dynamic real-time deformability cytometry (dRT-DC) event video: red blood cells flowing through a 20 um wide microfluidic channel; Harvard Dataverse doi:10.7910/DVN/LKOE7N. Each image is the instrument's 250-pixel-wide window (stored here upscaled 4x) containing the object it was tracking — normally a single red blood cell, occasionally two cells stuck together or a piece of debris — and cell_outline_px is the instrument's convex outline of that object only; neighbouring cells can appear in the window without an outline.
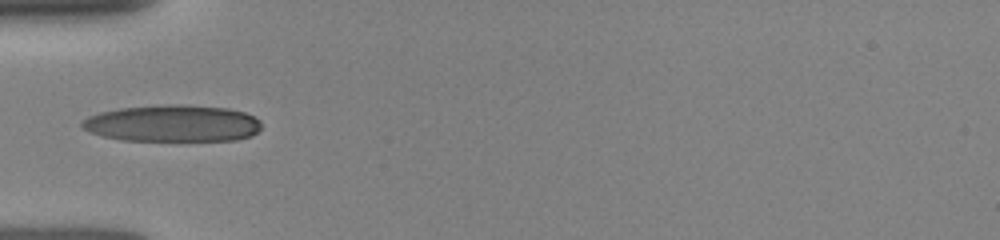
{"species": "human", "species_latin": "Homo sapiens", "temperature_condition": "room temperature", "stored_images_in_passage": 12, "camera_frame_rate_fps": 3000, "um_per_image_px": 0.085, "donor": {"sex": "female"}, "frame": {"image": 1, "passage_image": 1, "time_ms": 0.0, "image_size_px": [1000, 240], "cell_outline_px": [[260, 128], [252, 136], [236, 140], [120, 140], [88, 132], [80, 128], [80, 120], [88, 116], [100, 112], [120, 108], [172, 104], [180, 104], [228, 108], [244, 112], [260, 120]], "centroid_in_image_um": [14.63, 10.48], "position_along_channel_um": 70.4, "area_um2": 38.55}}
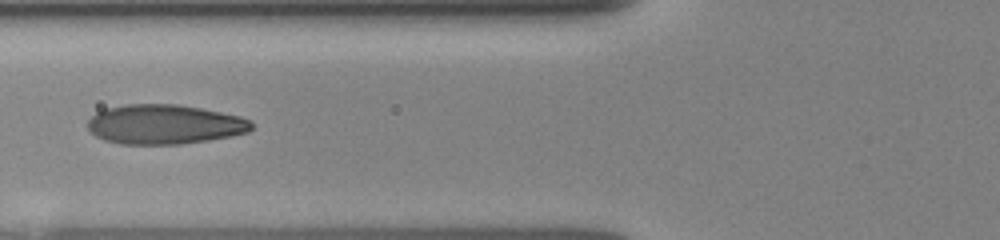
{"frame": {"image": 2, "passage_image": 5, "time_ms": 1.0, "image_size_px": [1000, 240], "cell_outline_px": [[252, 128], [248, 132], [232, 136], [208, 140], [180, 144], [120, 144], [104, 140], [96, 136], [88, 128], [88, 120], [96, 112], [104, 108], [124, 104], [176, 104], [200, 108], [240, 116], [252, 120]], "centroid_in_image_um": [13.97, 10.57], "position_along_channel_um": 111.8, "area_um2": 37.92}}
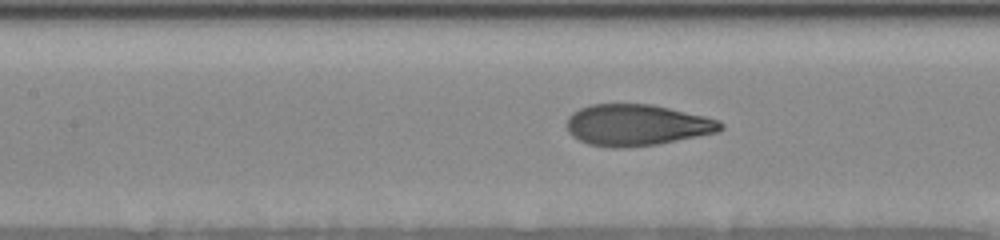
{"frame": {"image": 3, "passage_image": 8, "time_ms": 2.0, "image_size_px": [1000, 240], "cell_outline_px": [[724, 128], [716, 132], [656, 144], [624, 148], [608, 148], [588, 144], [572, 136], [568, 132], [568, 116], [572, 112], [580, 108], [592, 104], [652, 104], [704, 116], [720, 120], [724, 124]], "centroid_in_image_um": [54.1, 10.63], "position_along_channel_um": 153.3, "area_um2": 36.93}}